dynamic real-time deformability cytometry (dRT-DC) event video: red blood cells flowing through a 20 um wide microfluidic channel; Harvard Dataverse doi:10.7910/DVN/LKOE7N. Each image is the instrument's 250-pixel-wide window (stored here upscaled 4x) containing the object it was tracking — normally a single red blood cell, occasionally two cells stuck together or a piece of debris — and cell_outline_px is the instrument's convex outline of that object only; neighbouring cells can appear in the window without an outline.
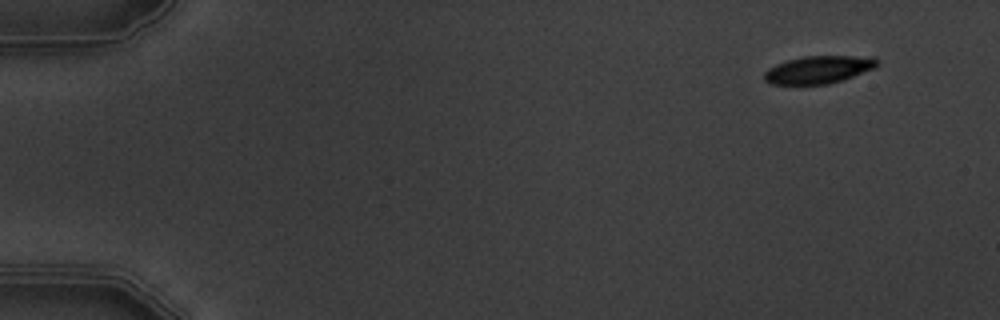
{"species": "common noctule bat (a hibernating species)", "species_latin": "Nyctalus noctula", "temperature_condition": "warm", "stored_images_in_passage": 4, "segment_of_instrument_passage": [2, 2], "camera_frame_rate_fps": 3000, "um_per_image_px": 0.085, "animal": {"sex": "male", "body_mass_g": 19.5, "forearm_length_mm": 54.6}, "frame": {"image": 1, "passage_image": 4, "time_ms": 4.333, "image_size_px": [1000, 320], "cell_outline_px": [[880, 64], [876, 68], [844, 80], [828, 84], [772, 84], [764, 80], [764, 72], [768, 68], [784, 60], [804, 56], [876, 56], [880, 60]], "centroid_in_image_um": [69.64, 5.9], "position_along_channel_um": 15.4, "area_um2": 18.61}}